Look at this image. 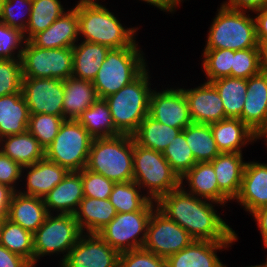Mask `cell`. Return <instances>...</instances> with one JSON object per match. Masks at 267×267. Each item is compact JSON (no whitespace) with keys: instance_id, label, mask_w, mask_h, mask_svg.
<instances>
[{"instance_id":"obj_29","label":"cell","mask_w":267,"mask_h":267,"mask_svg":"<svg viewBox=\"0 0 267 267\" xmlns=\"http://www.w3.org/2000/svg\"><path fill=\"white\" fill-rule=\"evenodd\" d=\"M109 47L81 40L72 47V77L92 82L103 64Z\"/></svg>"},{"instance_id":"obj_16","label":"cell","mask_w":267,"mask_h":267,"mask_svg":"<svg viewBox=\"0 0 267 267\" xmlns=\"http://www.w3.org/2000/svg\"><path fill=\"white\" fill-rule=\"evenodd\" d=\"M191 89L182 88L193 123L212 124L225 119L222 99L215 86L205 81Z\"/></svg>"},{"instance_id":"obj_8","label":"cell","mask_w":267,"mask_h":267,"mask_svg":"<svg viewBox=\"0 0 267 267\" xmlns=\"http://www.w3.org/2000/svg\"><path fill=\"white\" fill-rule=\"evenodd\" d=\"M93 138L74 119H65L57 136L45 149V158L69 172H79L86 167Z\"/></svg>"},{"instance_id":"obj_18","label":"cell","mask_w":267,"mask_h":267,"mask_svg":"<svg viewBox=\"0 0 267 267\" xmlns=\"http://www.w3.org/2000/svg\"><path fill=\"white\" fill-rule=\"evenodd\" d=\"M65 11L47 29L29 41L39 48H72L80 40L77 8Z\"/></svg>"},{"instance_id":"obj_59","label":"cell","mask_w":267,"mask_h":267,"mask_svg":"<svg viewBox=\"0 0 267 267\" xmlns=\"http://www.w3.org/2000/svg\"><path fill=\"white\" fill-rule=\"evenodd\" d=\"M255 267H267V258H266V262L260 265H254Z\"/></svg>"},{"instance_id":"obj_56","label":"cell","mask_w":267,"mask_h":267,"mask_svg":"<svg viewBox=\"0 0 267 267\" xmlns=\"http://www.w3.org/2000/svg\"><path fill=\"white\" fill-rule=\"evenodd\" d=\"M264 139V141H266V146H267V126L257 135V139Z\"/></svg>"},{"instance_id":"obj_31","label":"cell","mask_w":267,"mask_h":267,"mask_svg":"<svg viewBox=\"0 0 267 267\" xmlns=\"http://www.w3.org/2000/svg\"><path fill=\"white\" fill-rule=\"evenodd\" d=\"M63 117L76 120L97 99L92 82L69 77L64 80Z\"/></svg>"},{"instance_id":"obj_51","label":"cell","mask_w":267,"mask_h":267,"mask_svg":"<svg viewBox=\"0 0 267 267\" xmlns=\"http://www.w3.org/2000/svg\"><path fill=\"white\" fill-rule=\"evenodd\" d=\"M258 41H267V6L253 11Z\"/></svg>"},{"instance_id":"obj_6","label":"cell","mask_w":267,"mask_h":267,"mask_svg":"<svg viewBox=\"0 0 267 267\" xmlns=\"http://www.w3.org/2000/svg\"><path fill=\"white\" fill-rule=\"evenodd\" d=\"M213 18L204 49L244 50L259 48L256 21L245 10H237L223 5Z\"/></svg>"},{"instance_id":"obj_19","label":"cell","mask_w":267,"mask_h":267,"mask_svg":"<svg viewBox=\"0 0 267 267\" xmlns=\"http://www.w3.org/2000/svg\"><path fill=\"white\" fill-rule=\"evenodd\" d=\"M233 242L236 241L193 240L188 247L166 259L167 267H223L217 250L229 248Z\"/></svg>"},{"instance_id":"obj_23","label":"cell","mask_w":267,"mask_h":267,"mask_svg":"<svg viewBox=\"0 0 267 267\" xmlns=\"http://www.w3.org/2000/svg\"><path fill=\"white\" fill-rule=\"evenodd\" d=\"M210 126L220 153H242V147L257 141V134L239 118H226Z\"/></svg>"},{"instance_id":"obj_53","label":"cell","mask_w":267,"mask_h":267,"mask_svg":"<svg viewBox=\"0 0 267 267\" xmlns=\"http://www.w3.org/2000/svg\"><path fill=\"white\" fill-rule=\"evenodd\" d=\"M14 192L9 186L0 183V216H7L9 204Z\"/></svg>"},{"instance_id":"obj_41","label":"cell","mask_w":267,"mask_h":267,"mask_svg":"<svg viewBox=\"0 0 267 267\" xmlns=\"http://www.w3.org/2000/svg\"><path fill=\"white\" fill-rule=\"evenodd\" d=\"M63 116L50 114H30L28 131L39 141V144L46 149L57 136L61 124L64 122Z\"/></svg>"},{"instance_id":"obj_42","label":"cell","mask_w":267,"mask_h":267,"mask_svg":"<svg viewBox=\"0 0 267 267\" xmlns=\"http://www.w3.org/2000/svg\"><path fill=\"white\" fill-rule=\"evenodd\" d=\"M19 12H15L18 11ZM32 10V0H4L0 22L25 32Z\"/></svg>"},{"instance_id":"obj_21","label":"cell","mask_w":267,"mask_h":267,"mask_svg":"<svg viewBox=\"0 0 267 267\" xmlns=\"http://www.w3.org/2000/svg\"><path fill=\"white\" fill-rule=\"evenodd\" d=\"M83 197L81 170L69 172L60 183L44 196L43 200L48 214H53L55 211V214L74 215Z\"/></svg>"},{"instance_id":"obj_12","label":"cell","mask_w":267,"mask_h":267,"mask_svg":"<svg viewBox=\"0 0 267 267\" xmlns=\"http://www.w3.org/2000/svg\"><path fill=\"white\" fill-rule=\"evenodd\" d=\"M193 238L180 225L169 219L157 207L152 211L143 248L167 259L188 247Z\"/></svg>"},{"instance_id":"obj_61","label":"cell","mask_w":267,"mask_h":267,"mask_svg":"<svg viewBox=\"0 0 267 267\" xmlns=\"http://www.w3.org/2000/svg\"><path fill=\"white\" fill-rule=\"evenodd\" d=\"M223 267H227V266L224 264V266H223ZM246 267H255V266L251 265V266H246Z\"/></svg>"},{"instance_id":"obj_24","label":"cell","mask_w":267,"mask_h":267,"mask_svg":"<svg viewBox=\"0 0 267 267\" xmlns=\"http://www.w3.org/2000/svg\"><path fill=\"white\" fill-rule=\"evenodd\" d=\"M48 215L43 198L24 195L15 191L12 195L7 219L34 234Z\"/></svg>"},{"instance_id":"obj_52","label":"cell","mask_w":267,"mask_h":267,"mask_svg":"<svg viewBox=\"0 0 267 267\" xmlns=\"http://www.w3.org/2000/svg\"><path fill=\"white\" fill-rule=\"evenodd\" d=\"M251 215L253 219L255 218L262 236V242L264 247L267 248V205L257 209Z\"/></svg>"},{"instance_id":"obj_39","label":"cell","mask_w":267,"mask_h":267,"mask_svg":"<svg viewBox=\"0 0 267 267\" xmlns=\"http://www.w3.org/2000/svg\"><path fill=\"white\" fill-rule=\"evenodd\" d=\"M162 153L179 178H182L197 163L182 131Z\"/></svg>"},{"instance_id":"obj_14","label":"cell","mask_w":267,"mask_h":267,"mask_svg":"<svg viewBox=\"0 0 267 267\" xmlns=\"http://www.w3.org/2000/svg\"><path fill=\"white\" fill-rule=\"evenodd\" d=\"M120 253L98 234L83 233L60 267H119Z\"/></svg>"},{"instance_id":"obj_50","label":"cell","mask_w":267,"mask_h":267,"mask_svg":"<svg viewBox=\"0 0 267 267\" xmlns=\"http://www.w3.org/2000/svg\"><path fill=\"white\" fill-rule=\"evenodd\" d=\"M227 1L221 4L231 9L245 10V11L249 10L252 12L267 6V0H227Z\"/></svg>"},{"instance_id":"obj_9","label":"cell","mask_w":267,"mask_h":267,"mask_svg":"<svg viewBox=\"0 0 267 267\" xmlns=\"http://www.w3.org/2000/svg\"><path fill=\"white\" fill-rule=\"evenodd\" d=\"M82 234L74 215L48 214L33 234L34 267L46 255L64 254L63 262Z\"/></svg>"},{"instance_id":"obj_34","label":"cell","mask_w":267,"mask_h":267,"mask_svg":"<svg viewBox=\"0 0 267 267\" xmlns=\"http://www.w3.org/2000/svg\"><path fill=\"white\" fill-rule=\"evenodd\" d=\"M218 91L226 118H240L246 99L247 79L223 77L211 81Z\"/></svg>"},{"instance_id":"obj_7","label":"cell","mask_w":267,"mask_h":267,"mask_svg":"<svg viewBox=\"0 0 267 267\" xmlns=\"http://www.w3.org/2000/svg\"><path fill=\"white\" fill-rule=\"evenodd\" d=\"M133 181L152 201L181 186L179 176L172 170L163 153L138 145L133 138ZM146 188V189H145Z\"/></svg>"},{"instance_id":"obj_26","label":"cell","mask_w":267,"mask_h":267,"mask_svg":"<svg viewBox=\"0 0 267 267\" xmlns=\"http://www.w3.org/2000/svg\"><path fill=\"white\" fill-rule=\"evenodd\" d=\"M219 190L229 199L235 200L238 196L244 167L242 153H220L212 161Z\"/></svg>"},{"instance_id":"obj_20","label":"cell","mask_w":267,"mask_h":267,"mask_svg":"<svg viewBox=\"0 0 267 267\" xmlns=\"http://www.w3.org/2000/svg\"><path fill=\"white\" fill-rule=\"evenodd\" d=\"M237 202L248 213L267 205V163L246 162Z\"/></svg>"},{"instance_id":"obj_22","label":"cell","mask_w":267,"mask_h":267,"mask_svg":"<svg viewBox=\"0 0 267 267\" xmlns=\"http://www.w3.org/2000/svg\"><path fill=\"white\" fill-rule=\"evenodd\" d=\"M28 169V170H27ZM26 170V191L18 192L24 195L44 198L58 183H60L69 171L46 158L22 168V176Z\"/></svg>"},{"instance_id":"obj_1","label":"cell","mask_w":267,"mask_h":267,"mask_svg":"<svg viewBox=\"0 0 267 267\" xmlns=\"http://www.w3.org/2000/svg\"><path fill=\"white\" fill-rule=\"evenodd\" d=\"M156 204L162 213L185 229L194 240H238L235 231L216 213L214 207L219 203L194 196L181 186L162 196Z\"/></svg>"},{"instance_id":"obj_4","label":"cell","mask_w":267,"mask_h":267,"mask_svg":"<svg viewBox=\"0 0 267 267\" xmlns=\"http://www.w3.org/2000/svg\"><path fill=\"white\" fill-rule=\"evenodd\" d=\"M85 168L115 183L133 181V136L93 139Z\"/></svg>"},{"instance_id":"obj_54","label":"cell","mask_w":267,"mask_h":267,"mask_svg":"<svg viewBox=\"0 0 267 267\" xmlns=\"http://www.w3.org/2000/svg\"><path fill=\"white\" fill-rule=\"evenodd\" d=\"M149 3V5H154L159 8L161 11H166L170 13H174L178 7V2L176 0H141Z\"/></svg>"},{"instance_id":"obj_2","label":"cell","mask_w":267,"mask_h":267,"mask_svg":"<svg viewBox=\"0 0 267 267\" xmlns=\"http://www.w3.org/2000/svg\"><path fill=\"white\" fill-rule=\"evenodd\" d=\"M79 36L83 41L111 48H127L136 40L138 27L125 28L101 3H77Z\"/></svg>"},{"instance_id":"obj_46","label":"cell","mask_w":267,"mask_h":267,"mask_svg":"<svg viewBox=\"0 0 267 267\" xmlns=\"http://www.w3.org/2000/svg\"><path fill=\"white\" fill-rule=\"evenodd\" d=\"M114 184L115 182L101 174L92 172L86 168L82 169L84 197L108 199Z\"/></svg>"},{"instance_id":"obj_13","label":"cell","mask_w":267,"mask_h":267,"mask_svg":"<svg viewBox=\"0 0 267 267\" xmlns=\"http://www.w3.org/2000/svg\"><path fill=\"white\" fill-rule=\"evenodd\" d=\"M21 91L29 114L63 116L64 80L23 77Z\"/></svg>"},{"instance_id":"obj_27","label":"cell","mask_w":267,"mask_h":267,"mask_svg":"<svg viewBox=\"0 0 267 267\" xmlns=\"http://www.w3.org/2000/svg\"><path fill=\"white\" fill-rule=\"evenodd\" d=\"M116 214L109 198L83 197L74 216L83 233L97 234Z\"/></svg>"},{"instance_id":"obj_40","label":"cell","mask_w":267,"mask_h":267,"mask_svg":"<svg viewBox=\"0 0 267 267\" xmlns=\"http://www.w3.org/2000/svg\"><path fill=\"white\" fill-rule=\"evenodd\" d=\"M202 67L207 82L231 76L234 50L230 49H204Z\"/></svg>"},{"instance_id":"obj_38","label":"cell","mask_w":267,"mask_h":267,"mask_svg":"<svg viewBox=\"0 0 267 267\" xmlns=\"http://www.w3.org/2000/svg\"><path fill=\"white\" fill-rule=\"evenodd\" d=\"M141 190L134 181L115 183L109 199L116 212L126 213L142 210L151 199L146 194H142Z\"/></svg>"},{"instance_id":"obj_35","label":"cell","mask_w":267,"mask_h":267,"mask_svg":"<svg viewBox=\"0 0 267 267\" xmlns=\"http://www.w3.org/2000/svg\"><path fill=\"white\" fill-rule=\"evenodd\" d=\"M182 132L196 162H211L220 154L210 124L191 123Z\"/></svg>"},{"instance_id":"obj_28","label":"cell","mask_w":267,"mask_h":267,"mask_svg":"<svg viewBox=\"0 0 267 267\" xmlns=\"http://www.w3.org/2000/svg\"><path fill=\"white\" fill-rule=\"evenodd\" d=\"M29 116L22 93L0 97V139L26 132Z\"/></svg>"},{"instance_id":"obj_17","label":"cell","mask_w":267,"mask_h":267,"mask_svg":"<svg viewBox=\"0 0 267 267\" xmlns=\"http://www.w3.org/2000/svg\"><path fill=\"white\" fill-rule=\"evenodd\" d=\"M257 135L267 126V73L247 79L246 99L239 118Z\"/></svg>"},{"instance_id":"obj_43","label":"cell","mask_w":267,"mask_h":267,"mask_svg":"<svg viewBox=\"0 0 267 267\" xmlns=\"http://www.w3.org/2000/svg\"><path fill=\"white\" fill-rule=\"evenodd\" d=\"M21 59H0V97L22 93Z\"/></svg>"},{"instance_id":"obj_30","label":"cell","mask_w":267,"mask_h":267,"mask_svg":"<svg viewBox=\"0 0 267 267\" xmlns=\"http://www.w3.org/2000/svg\"><path fill=\"white\" fill-rule=\"evenodd\" d=\"M0 151L22 167L45 158V149L28 130L1 138Z\"/></svg>"},{"instance_id":"obj_15","label":"cell","mask_w":267,"mask_h":267,"mask_svg":"<svg viewBox=\"0 0 267 267\" xmlns=\"http://www.w3.org/2000/svg\"><path fill=\"white\" fill-rule=\"evenodd\" d=\"M149 116L170 127L184 129L193 123L187 99L182 88L153 90L150 96Z\"/></svg>"},{"instance_id":"obj_37","label":"cell","mask_w":267,"mask_h":267,"mask_svg":"<svg viewBox=\"0 0 267 267\" xmlns=\"http://www.w3.org/2000/svg\"><path fill=\"white\" fill-rule=\"evenodd\" d=\"M0 244L34 266L33 234L7 218L1 230Z\"/></svg>"},{"instance_id":"obj_48","label":"cell","mask_w":267,"mask_h":267,"mask_svg":"<svg viewBox=\"0 0 267 267\" xmlns=\"http://www.w3.org/2000/svg\"><path fill=\"white\" fill-rule=\"evenodd\" d=\"M22 166L0 151V183L18 191L17 181L22 177Z\"/></svg>"},{"instance_id":"obj_58","label":"cell","mask_w":267,"mask_h":267,"mask_svg":"<svg viewBox=\"0 0 267 267\" xmlns=\"http://www.w3.org/2000/svg\"><path fill=\"white\" fill-rule=\"evenodd\" d=\"M98 0H79L78 3H98Z\"/></svg>"},{"instance_id":"obj_44","label":"cell","mask_w":267,"mask_h":267,"mask_svg":"<svg viewBox=\"0 0 267 267\" xmlns=\"http://www.w3.org/2000/svg\"><path fill=\"white\" fill-rule=\"evenodd\" d=\"M261 71L259 48L234 51L231 77L248 79Z\"/></svg>"},{"instance_id":"obj_32","label":"cell","mask_w":267,"mask_h":267,"mask_svg":"<svg viewBox=\"0 0 267 267\" xmlns=\"http://www.w3.org/2000/svg\"><path fill=\"white\" fill-rule=\"evenodd\" d=\"M95 138H108L121 135L115 128L110 109L105 99L98 98L76 119Z\"/></svg>"},{"instance_id":"obj_62","label":"cell","mask_w":267,"mask_h":267,"mask_svg":"<svg viewBox=\"0 0 267 267\" xmlns=\"http://www.w3.org/2000/svg\"><path fill=\"white\" fill-rule=\"evenodd\" d=\"M178 3H179V5H180V2H182L183 0H176Z\"/></svg>"},{"instance_id":"obj_3","label":"cell","mask_w":267,"mask_h":267,"mask_svg":"<svg viewBox=\"0 0 267 267\" xmlns=\"http://www.w3.org/2000/svg\"><path fill=\"white\" fill-rule=\"evenodd\" d=\"M148 67L130 84L105 98L115 128L121 134L133 135L149 115L151 80Z\"/></svg>"},{"instance_id":"obj_55","label":"cell","mask_w":267,"mask_h":267,"mask_svg":"<svg viewBox=\"0 0 267 267\" xmlns=\"http://www.w3.org/2000/svg\"><path fill=\"white\" fill-rule=\"evenodd\" d=\"M261 71L267 73V41H258Z\"/></svg>"},{"instance_id":"obj_33","label":"cell","mask_w":267,"mask_h":267,"mask_svg":"<svg viewBox=\"0 0 267 267\" xmlns=\"http://www.w3.org/2000/svg\"><path fill=\"white\" fill-rule=\"evenodd\" d=\"M181 131L180 128L162 124L147 115L132 136L138 145L163 152Z\"/></svg>"},{"instance_id":"obj_11","label":"cell","mask_w":267,"mask_h":267,"mask_svg":"<svg viewBox=\"0 0 267 267\" xmlns=\"http://www.w3.org/2000/svg\"><path fill=\"white\" fill-rule=\"evenodd\" d=\"M21 61L23 77L66 80L73 73L72 48H39L25 41Z\"/></svg>"},{"instance_id":"obj_47","label":"cell","mask_w":267,"mask_h":267,"mask_svg":"<svg viewBox=\"0 0 267 267\" xmlns=\"http://www.w3.org/2000/svg\"><path fill=\"white\" fill-rule=\"evenodd\" d=\"M119 267H167V260L140 248L120 253Z\"/></svg>"},{"instance_id":"obj_5","label":"cell","mask_w":267,"mask_h":267,"mask_svg":"<svg viewBox=\"0 0 267 267\" xmlns=\"http://www.w3.org/2000/svg\"><path fill=\"white\" fill-rule=\"evenodd\" d=\"M135 41L127 48H111L92 81L98 98L105 99L135 80L148 66Z\"/></svg>"},{"instance_id":"obj_49","label":"cell","mask_w":267,"mask_h":267,"mask_svg":"<svg viewBox=\"0 0 267 267\" xmlns=\"http://www.w3.org/2000/svg\"><path fill=\"white\" fill-rule=\"evenodd\" d=\"M0 267H34L24 257L10 252L0 244Z\"/></svg>"},{"instance_id":"obj_57","label":"cell","mask_w":267,"mask_h":267,"mask_svg":"<svg viewBox=\"0 0 267 267\" xmlns=\"http://www.w3.org/2000/svg\"><path fill=\"white\" fill-rule=\"evenodd\" d=\"M6 218H7V216H0V237H1V230H2L4 221Z\"/></svg>"},{"instance_id":"obj_45","label":"cell","mask_w":267,"mask_h":267,"mask_svg":"<svg viewBox=\"0 0 267 267\" xmlns=\"http://www.w3.org/2000/svg\"><path fill=\"white\" fill-rule=\"evenodd\" d=\"M25 41L20 30L0 22V59H21Z\"/></svg>"},{"instance_id":"obj_25","label":"cell","mask_w":267,"mask_h":267,"mask_svg":"<svg viewBox=\"0 0 267 267\" xmlns=\"http://www.w3.org/2000/svg\"><path fill=\"white\" fill-rule=\"evenodd\" d=\"M181 187L188 193L199 198L207 199L220 205L230 201L218 187V182L211 162L196 163L182 178ZM183 180L188 185L186 190Z\"/></svg>"},{"instance_id":"obj_60","label":"cell","mask_w":267,"mask_h":267,"mask_svg":"<svg viewBox=\"0 0 267 267\" xmlns=\"http://www.w3.org/2000/svg\"><path fill=\"white\" fill-rule=\"evenodd\" d=\"M3 3H4V0H0V15H1V12H2Z\"/></svg>"},{"instance_id":"obj_10","label":"cell","mask_w":267,"mask_h":267,"mask_svg":"<svg viewBox=\"0 0 267 267\" xmlns=\"http://www.w3.org/2000/svg\"><path fill=\"white\" fill-rule=\"evenodd\" d=\"M157 207L150 201L142 210L117 213L97 234L119 253L143 248L152 211Z\"/></svg>"},{"instance_id":"obj_36","label":"cell","mask_w":267,"mask_h":267,"mask_svg":"<svg viewBox=\"0 0 267 267\" xmlns=\"http://www.w3.org/2000/svg\"><path fill=\"white\" fill-rule=\"evenodd\" d=\"M60 0H32L29 23L23 33L26 41L47 29L65 11Z\"/></svg>"}]
</instances>
